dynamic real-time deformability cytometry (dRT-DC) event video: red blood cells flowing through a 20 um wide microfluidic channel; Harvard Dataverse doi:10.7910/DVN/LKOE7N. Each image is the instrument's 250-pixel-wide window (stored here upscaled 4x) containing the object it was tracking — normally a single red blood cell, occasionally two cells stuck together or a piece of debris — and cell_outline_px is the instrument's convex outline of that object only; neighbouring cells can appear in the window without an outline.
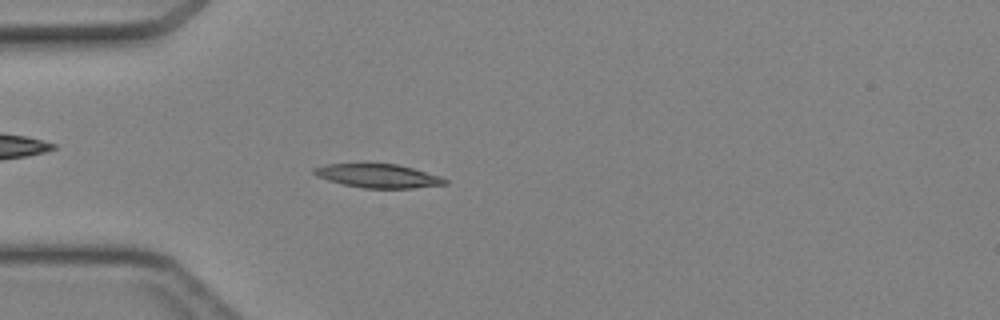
{"species": "Egyptian fruit bat (a non-hibernating species)", "species_latin": "Rousettus aegyptiacus", "temperature_condition": "cold", "stored_images_in_passage": 45, "camera_frame_rate_fps": 3000, "um_per_image_px": 0.085, "animal": {"sex": "female"}, "frame": {"image": 1, "passage_image": 13, "time_ms": 4.0, "image_size_px": [1000, 320], "cell_outline_px": [[448, 184], [412, 188], [364, 188], [344, 184], [328, 180], [316, 176], [312, 172], [312, 168], [324, 164], [396, 164], [412, 168], [440, 176], [448, 180]], "centroid_in_image_um": [32.12, 14.95], "position_along_channel_um": 52.9, "area_um2": 17.98}}
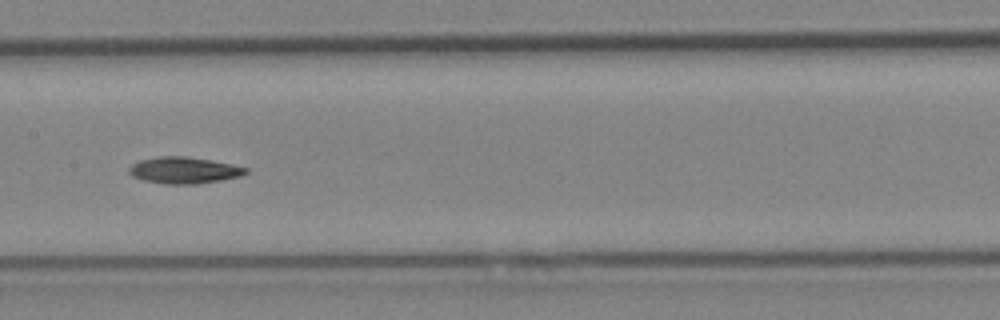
{"frame": {"image": 2, "passage_image": 23, "time_ms": 7.333, "image_size_px": [1000, 320], "cell_outline_px": [[248, 172], [240, 176], [220, 180], [196, 184], [164, 184], [144, 180], [132, 176], [128, 172], [128, 168], [132, 164], [140, 160], [160, 156], [188, 156], [212, 160], [232, 164], [248, 168]], "centroid_in_image_um": [15.63, 14.47], "position_along_channel_um": 191.8, "area_um2": 18.09}}
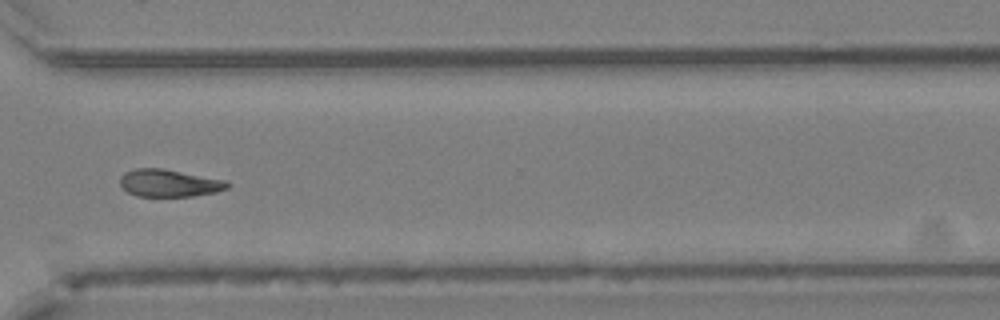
{"frame": {"image": 3, "passage_image": 34, "time_ms": 11.0, "image_size_px": [1000, 320], "cell_outline_px": [[232, 184], [228, 188], [216, 192], [192, 196], [136, 196], [128, 192], [120, 184], [120, 176], [124, 172], [136, 168], [164, 168], [228, 180]], "centroid_in_image_um": [14.42, 15.55], "position_along_channel_um": 356.2, "area_um2": 17.4}}